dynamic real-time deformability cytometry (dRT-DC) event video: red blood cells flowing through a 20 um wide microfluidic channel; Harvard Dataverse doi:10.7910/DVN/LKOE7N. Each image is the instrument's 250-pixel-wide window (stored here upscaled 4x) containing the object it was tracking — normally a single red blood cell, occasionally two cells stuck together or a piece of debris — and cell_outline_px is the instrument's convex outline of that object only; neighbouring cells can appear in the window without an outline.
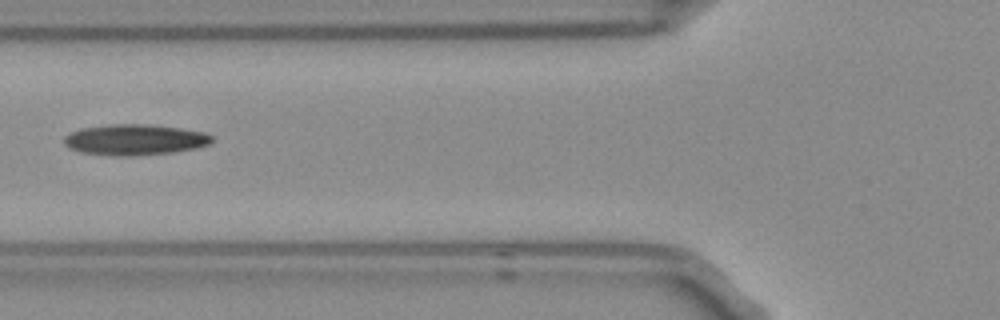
{"species": "Egyptian fruit bat (a non-hibernating species)", "species_latin": "Rousettus aegyptiacus", "temperature_condition": "room temperature", "stored_images_in_passage": 2, "camera_frame_rate_fps": 3000, "um_per_image_px": 0.085, "frame": {"image": 1, "passage_image": 2, "time_ms": 0.333, "image_size_px": [1000, 320], "cell_outline_px": [[212, 140], [208, 144], [196, 148], [172, 152], [128, 156], [116, 156], [80, 152], [68, 148], [64, 144], [64, 136], [80, 128], [108, 124], [148, 124], [180, 128], [204, 132], [212, 136]], "centroid_in_image_um": [11.41, 11.87], "position_along_channel_um": 114.4, "area_um2": 26.53}}